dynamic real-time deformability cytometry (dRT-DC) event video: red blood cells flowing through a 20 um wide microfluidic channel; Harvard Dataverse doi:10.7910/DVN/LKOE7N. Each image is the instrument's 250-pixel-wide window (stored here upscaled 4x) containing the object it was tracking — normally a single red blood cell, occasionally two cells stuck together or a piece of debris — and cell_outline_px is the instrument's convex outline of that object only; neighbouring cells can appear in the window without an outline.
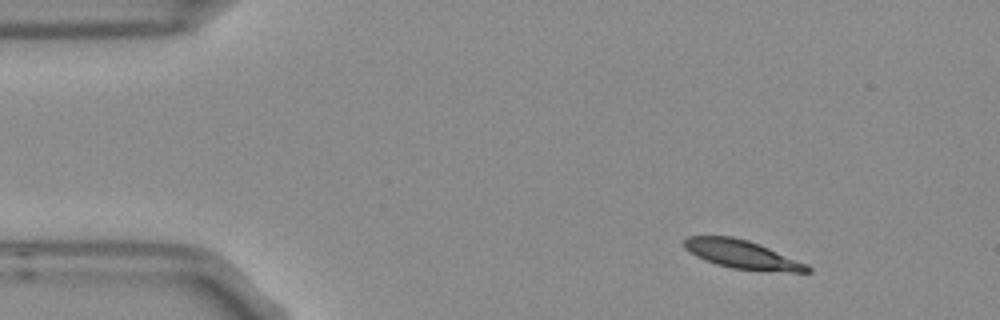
{"species": "Egyptian fruit bat (a non-hibernating species)", "species_latin": "Rousettus aegyptiacus", "temperature_condition": "room temperature", "stored_images_in_passage": 6, "camera_frame_rate_fps": 3000, "um_per_image_px": 0.085, "frame": {"image": 1, "passage_image": 1, "time_ms": 0.0, "image_size_px": [1000, 320], "cell_outline_px": [[812, 272], [788, 272], [732, 268], [716, 264], [704, 260], [696, 256], [684, 248], [684, 240], [688, 236], [732, 236], [748, 240], [760, 244], [808, 264], [812, 268]], "centroid_in_image_um": [63.1, 21.62], "position_along_channel_um": 21.9, "area_um2": 20.46}}
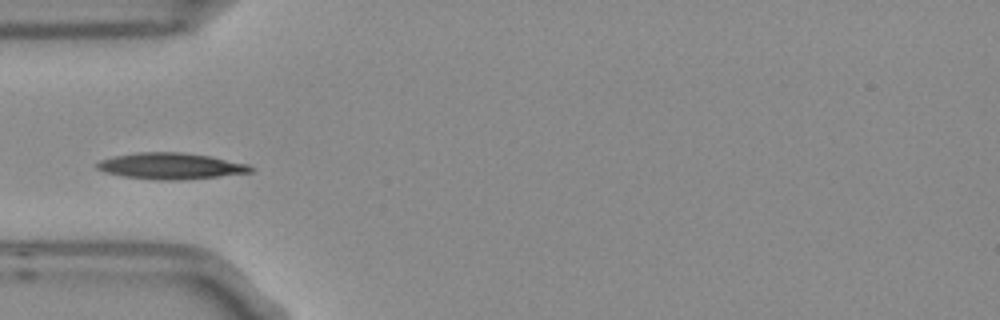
{"frame": {"image": 2, "passage_image": 3, "time_ms": 0.667, "image_size_px": [1000, 320], "cell_outline_px": [[252, 172], [220, 176], [180, 180], [156, 180], [120, 176], [104, 172], [96, 168], [92, 164], [100, 160], [112, 156], [136, 152], [180, 152], [208, 156], [248, 164], [252, 168]], "centroid_in_image_um": [14.41, 14.11], "position_along_channel_um": 70.6, "area_um2": 23.64}}
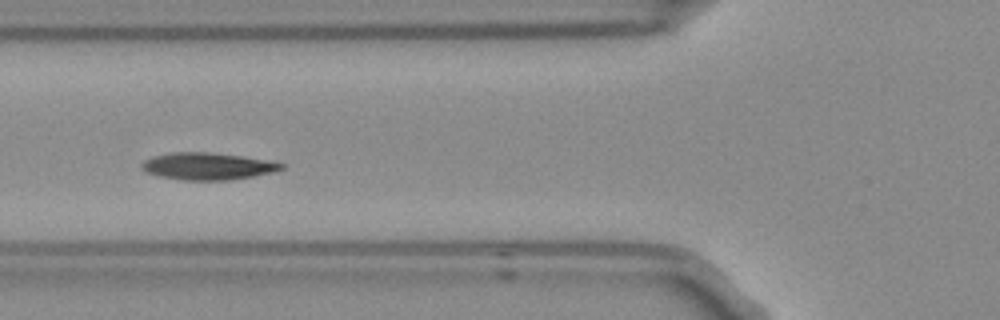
{"frame": {"image": 3, "passage_image": 4, "time_ms": 1.0, "image_size_px": [1000, 320], "cell_outline_px": [[284, 168], [276, 172], [232, 180], [180, 180], [160, 176], [148, 172], [140, 168], [140, 164], [144, 160], [152, 156], [172, 152], [212, 152], [244, 156], [268, 160], [284, 164]], "centroid_in_image_um": [17.67, 14.12], "position_along_channel_um": 108.1, "area_um2": 22.31}}